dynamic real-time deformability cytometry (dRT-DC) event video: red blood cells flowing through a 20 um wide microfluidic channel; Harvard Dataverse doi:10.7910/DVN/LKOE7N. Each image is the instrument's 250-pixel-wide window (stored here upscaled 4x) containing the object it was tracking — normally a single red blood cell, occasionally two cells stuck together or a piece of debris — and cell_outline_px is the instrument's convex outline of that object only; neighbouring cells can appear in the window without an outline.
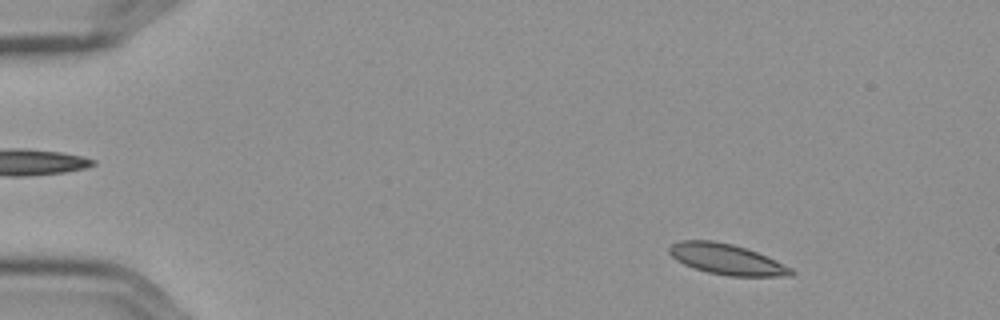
{"species": "Egyptian fruit bat (a non-hibernating species)", "species_latin": "Rousettus aegyptiacus", "temperature_condition": "cold", "stored_images_in_passage": 55, "camera_frame_rate_fps": 3000, "um_per_image_px": 0.085, "frame": {"image": 1, "passage_image": 6, "time_ms": 1.667, "image_size_px": [1000, 320], "cell_outline_px": [[796, 272], [792, 276], [728, 276], [708, 272], [684, 264], [676, 260], [668, 252], [668, 248], [672, 244], [680, 240], [712, 240], [732, 244], [756, 252], [792, 268]], "centroid_in_image_um": [61.75, 22.04], "position_along_channel_um": 23.2, "area_um2": 21.56}}
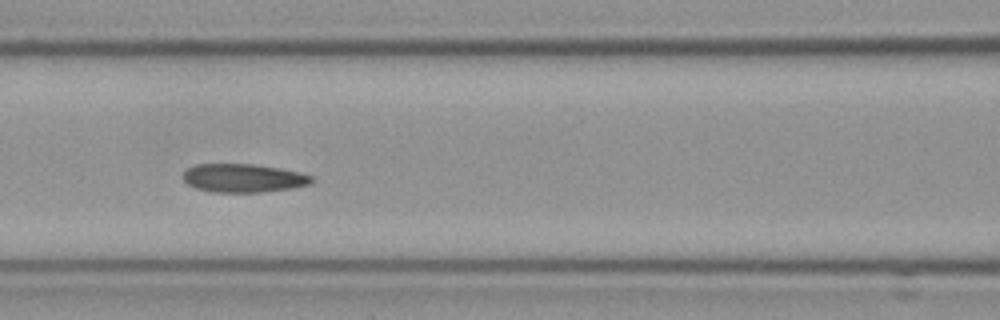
{"frame": {"image": 2, "passage_image": 24, "time_ms": 7.667, "image_size_px": [1000, 320], "cell_outline_px": [[316, 180], [312, 184], [292, 188], [260, 192], [212, 192], [196, 188], [188, 184], [180, 176], [188, 168], [196, 164], [256, 164], [280, 168], [300, 172], [312, 176]], "centroid_in_image_um": [20.71, 15.13], "position_along_channel_um": 145.9, "area_um2": 21.56}}
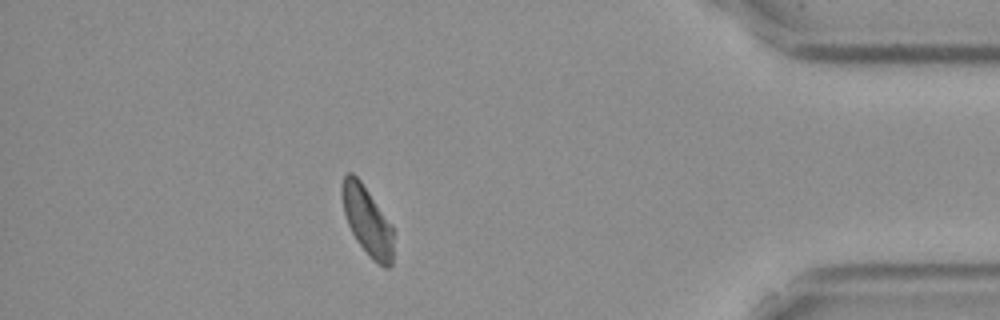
{"frame": {"image": 3, "passage_image": 49, "time_ms": 16.0, "image_size_px": [1000, 320], "cell_outline_px": [[392, 264], [388, 268], [384, 268], [372, 260], [368, 256], [356, 240], [348, 224], [344, 212], [340, 192], [340, 188], [344, 176], [348, 172], [352, 172], [360, 180], [392, 224]], "centroid_in_image_um": [31.2, 18.77], "position_along_channel_um": 404.0, "area_um2": 20.69}, "authors_computed_cell_mechanics": {"area_um2": 21.4438, "velocity_mm_per_s": 3.562, "shape_relaxation_time_tau1_ms": null, "shape_relaxation_time_tau2_ms": 2.9338, "deformation_change_tau1": null, "deformation_change_tau2": 0.071}}